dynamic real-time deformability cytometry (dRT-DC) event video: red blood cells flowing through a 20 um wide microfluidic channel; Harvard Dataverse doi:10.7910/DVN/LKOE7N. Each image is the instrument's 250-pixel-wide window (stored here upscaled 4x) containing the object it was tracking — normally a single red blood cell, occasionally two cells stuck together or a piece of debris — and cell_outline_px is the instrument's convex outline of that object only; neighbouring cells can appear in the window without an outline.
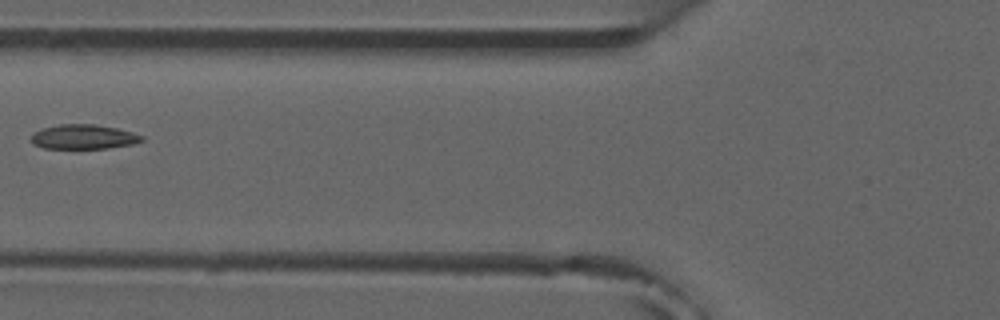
{"species": "common noctule bat (a hibernating species)", "species_latin": "Nyctalus noctula", "temperature_condition": "room temperature", "stored_images_in_passage": 7, "camera_frame_rate_fps": 3000, "um_per_image_px": 0.085, "animal": {"sex": "male", "forearm_length_mm": 52.5}, "frame": {"image": 1, "passage_image": 7, "time_ms": 6.667, "image_size_px": [1000, 320], "cell_outline_px": [[144, 140], [132, 144], [108, 148], [44, 148], [32, 144], [28, 140], [32, 132], [40, 128], [60, 124], [96, 124], [116, 128], [132, 132], [144, 136]], "centroid_in_image_um": [7.03, 11.62], "position_along_channel_um": 118.8, "area_um2": 16.07}}